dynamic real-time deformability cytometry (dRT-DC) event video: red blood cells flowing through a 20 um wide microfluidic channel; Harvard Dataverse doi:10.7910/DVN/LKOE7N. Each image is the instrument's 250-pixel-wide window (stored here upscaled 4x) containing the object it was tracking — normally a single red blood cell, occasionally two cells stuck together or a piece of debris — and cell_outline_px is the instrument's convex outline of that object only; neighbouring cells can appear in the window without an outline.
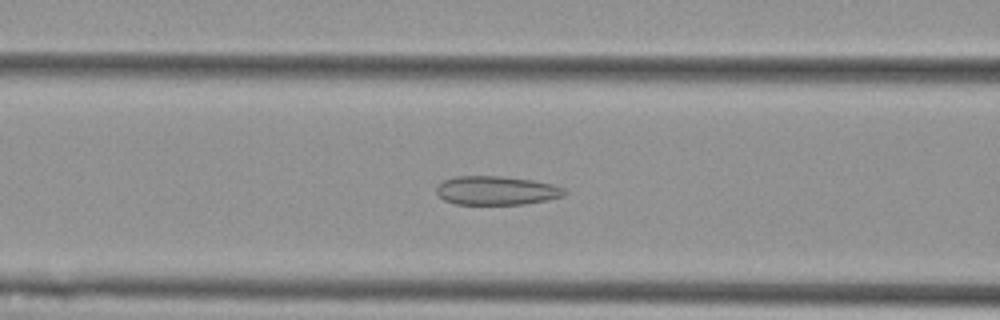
{"species": "Egyptian fruit bat (a non-hibernating species)", "species_latin": "Rousettus aegyptiacus", "temperature_condition": "cold", "stored_images_in_passage": 55, "camera_frame_rate_fps": 3000, "um_per_image_px": 0.085, "animal": {"sex": "female"}, "frame": {"image": 1, "passage_image": 22, "time_ms": 7.0, "image_size_px": [1000, 320], "cell_outline_px": [[568, 192], [564, 196], [524, 204], [456, 204], [444, 200], [436, 192], [436, 188], [444, 180], [456, 176], [500, 176], [532, 180], [552, 184], [564, 188]], "centroid_in_image_um": [42.2, 16.19], "position_along_channel_um": 124.4, "area_um2": 21.39}}
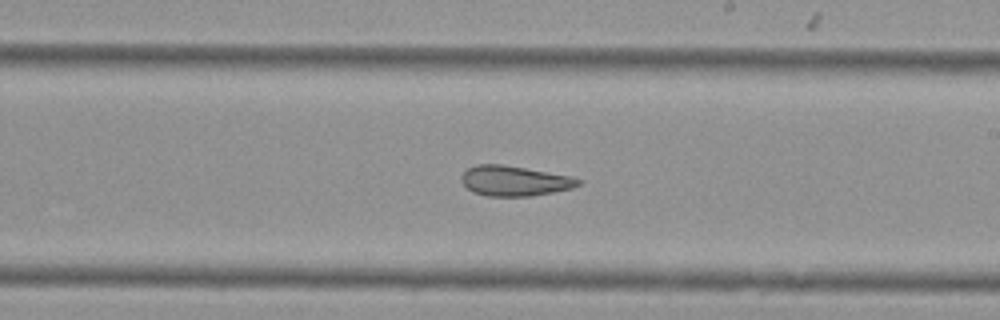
{"frame": {"image": 2, "passage_image": 32, "time_ms": 10.333, "image_size_px": [1000, 320], "cell_outline_px": [[580, 184], [572, 188], [532, 196], [484, 196], [472, 192], [460, 180], [460, 176], [468, 168], [476, 164], [504, 164], [572, 176], [580, 180]], "centroid_in_image_um": [43.7, 15.37], "position_along_channel_um": 245.3, "area_um2": 20.63}}
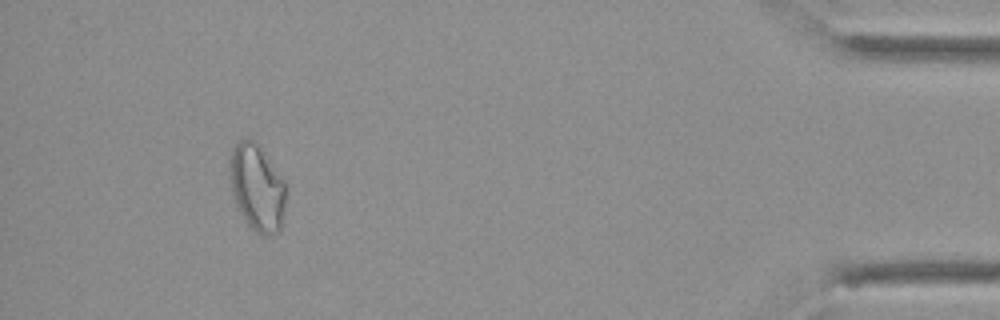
{"frame": {"image": 3, "passage_image": 51, "time_ms": 16.667, "image_size_px": [1000, 320], "cell_outline_px": [[284, 208], [280, 228], [272, 236], [264, 236], [256, 232], [248, 224], [236, 200], [228, 176], [228, 160], [232, 148], [240, 140], [252, 140], [256, 144], [284, 180]], "centroid_in_image_um": [21.82, 15.95], "position_along_channel_um": 413.4, "area_um2": 27.51}, "authors_computed_cell_mechanics": {"area_um2": 25.4898, "velocity_mm_per_s": 3.6415, "shape_relaxation_time_tau1_ms": null, "shape_relaxation_time_tau2_ms": 2.8564, "deformation_change_tau1": null, "deformation_change_tau2": 0.0968}}